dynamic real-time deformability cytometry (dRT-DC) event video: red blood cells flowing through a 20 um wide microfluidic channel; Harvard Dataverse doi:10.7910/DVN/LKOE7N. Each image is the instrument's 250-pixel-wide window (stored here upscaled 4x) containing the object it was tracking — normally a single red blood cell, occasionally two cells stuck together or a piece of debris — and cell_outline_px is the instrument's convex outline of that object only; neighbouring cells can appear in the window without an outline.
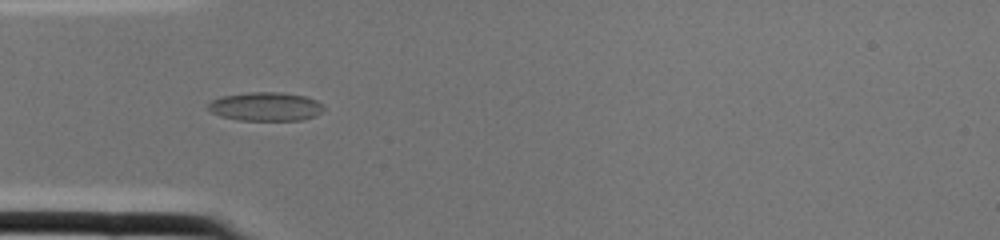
{"species": "common noctule bat (a hibernating species)", "species_latin": "Nyctalus noctula", "temperature_condition": "cold", "stored_images_in_passage": 2, "camera_frame_rate_fps": 3000, "um_per_image_px": 0.085, "animal": {"sex": "female", "body_mass_g": 22.0, "forearm_length_mm": 56.7}, "frame": {"image": 1, "passage_image": 2, "time_ms": 0.333, "image_size_px": [1000, 240], "cell_outline_px": [[324, 108], [316, 116], [304, 120], [240, 120], [220, 116], [212, 112], [208, 108], [208, 104], [212, 100], [220, 96], [248, 92], [280, 92], [304, 96], [316, 100], [324, 104]], "centroid_in_image_um": [22.59, 9.05], "position_along_channel_um": 62.4, "area_um2": 19.42}}